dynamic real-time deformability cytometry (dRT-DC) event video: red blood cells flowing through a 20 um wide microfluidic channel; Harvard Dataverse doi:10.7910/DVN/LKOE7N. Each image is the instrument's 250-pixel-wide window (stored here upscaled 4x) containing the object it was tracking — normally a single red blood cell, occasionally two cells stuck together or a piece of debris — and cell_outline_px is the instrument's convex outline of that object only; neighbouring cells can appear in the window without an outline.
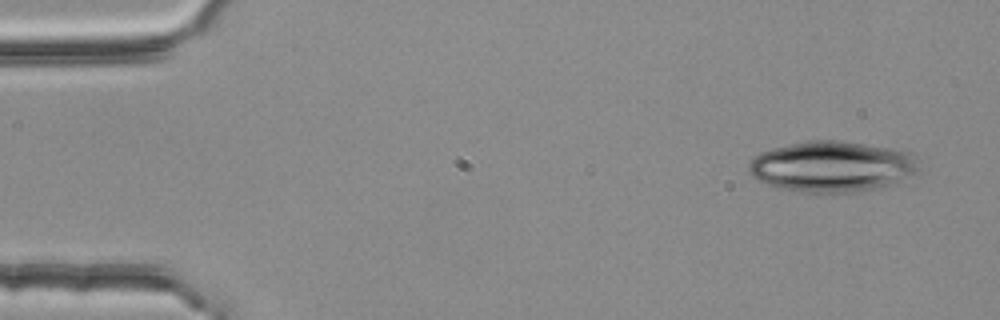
{"species": "common noctule bat (a hibernating species)", "species_latin": "Nyctalus noctula", "temperature_condition": "room temperature", "stored_images_in_passage": 4, "camera_frame_rate_fps": 3000, "um_per_image_px": 0.085, "animal": {"sex": "female", "body_mass_g": 25.1}, "frame": {"image": 1, "passage_image": 1, "time_ms": 0.0, "image_size_px": [1000, 320], "cell_outline_px": [[920, 168], [916, 172], [900, 180], [876, 188], [860, 192], [800, 192], [780, 188], [756, 180], [748, 172], [748, 164], [760, 152], [772, 148], [804, 140], [836, 140], [892, 148], [912, 152], [916, 156]], "centroid_in_image_um": [70.71, 14.14], "position_along_channel_um": 14.3, "area_um2": 50.46}}